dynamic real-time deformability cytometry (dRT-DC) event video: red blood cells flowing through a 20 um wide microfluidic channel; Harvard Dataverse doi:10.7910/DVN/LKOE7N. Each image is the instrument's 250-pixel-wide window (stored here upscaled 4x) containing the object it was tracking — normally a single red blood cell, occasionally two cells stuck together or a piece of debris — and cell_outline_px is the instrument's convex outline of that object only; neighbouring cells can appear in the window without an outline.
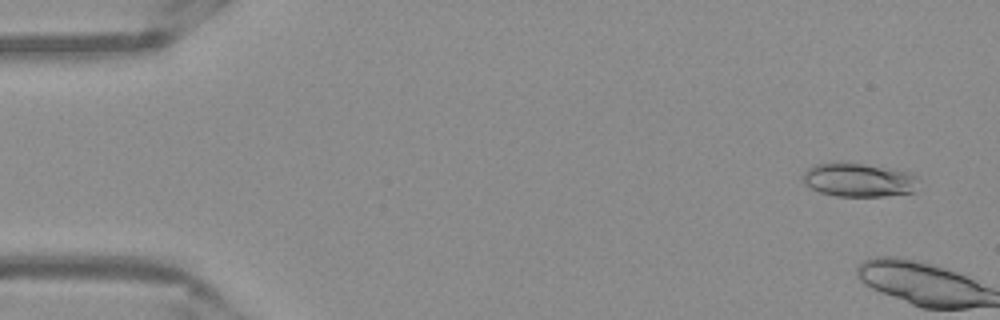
{"species": "Egyptian fruit bat (a non-hibernating species)", "species_latin": "Rousettus aegyptiacus", "temperature_condition": "warm", "stored_images_in_passage": 5, "camera_frame_rate_fps": 3000, "um_per_image_px": 0.085, "frame": {"image": 1, "passage_image": 3, "time_ms": 0.667, "image_size_px": [1000, 320], "cell_outline_px": [[920, 176], [916, 192], [884, 196], [836, 196], [820, 192], [804, 184], [800, 176], [812, 164], [832, 160], [844, 160], [912, 172]], "centroid_in_image_um": [72.98, 15.25], "position_along_channel_um": 12.0, "area_um2": 23.87}}